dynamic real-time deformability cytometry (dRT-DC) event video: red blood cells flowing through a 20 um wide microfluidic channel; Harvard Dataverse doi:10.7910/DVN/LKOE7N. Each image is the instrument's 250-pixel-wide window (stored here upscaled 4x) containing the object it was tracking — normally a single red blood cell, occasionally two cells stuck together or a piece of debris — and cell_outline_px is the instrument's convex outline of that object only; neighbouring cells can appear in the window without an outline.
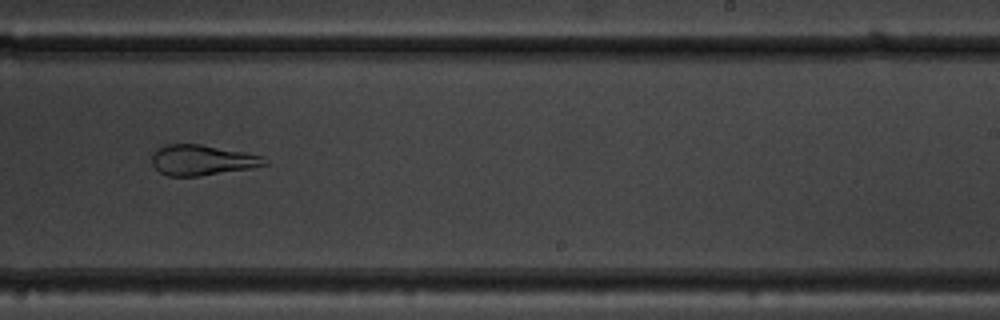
{"species": "common noctule bat (a hibernating species)", "species_latin": "Nyctalus noctula", "temperature_condition": "warm", "stored_images_in_passage": 52, "camera_frame_rate_fps": 3000, "um_per_image_px": 0.085, "animal": {"sex": "male", "body_mass_g": 19.5, "forearm_length_mm": 54.6}, "frame": {"image": 1, "passage_image": 35, "time_ms": 11.333, "image_size_px": [1000, 320], "cell_outline_px": [[268, 164], [252, 168], [200, 176], [168, 176], [160, 172], [152, 164], [152, 152], [156, 148], [164, 144], [200, 144], [244, 152], [264, 156], [268, 160]], "centroid_in_image_um": [17.17, 13.6], "position_along_channel_um": 271.8, "area_um2": 20.17}}
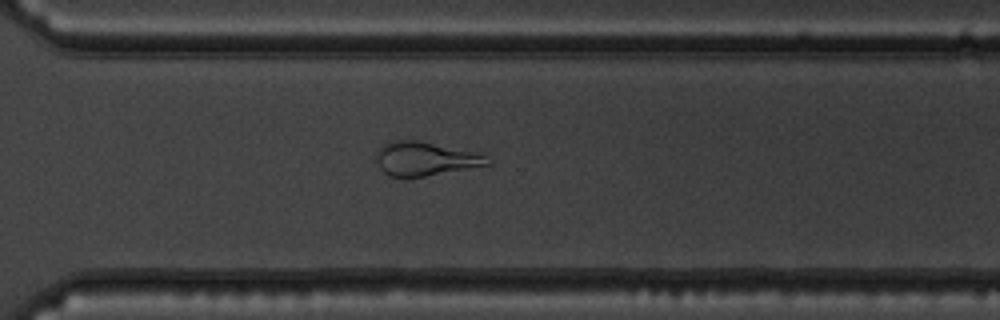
{"frame": {"image": 2, "passage_image": 40, "time_ms": 13.0, "image_size_px": [1000, 320], "cell_outline_px": [[492, 164], [424, 176], [388, 176], [380, 168], [376, 160], [376, 152], [384, 144], [396, 140], [416, 140], [476, 152], [492, 160]], "centroid_in_image_um": [36.14, 13.49], "position_along_channel_um": 334.5, "area_um2": 21.56}}
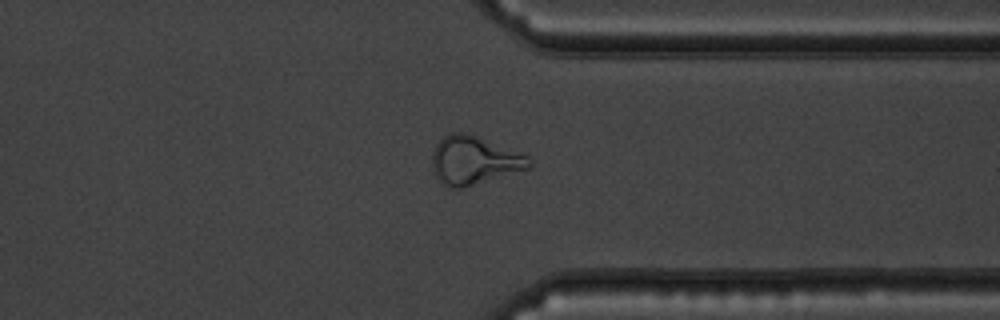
{"frame": {"image": 3, "passage_image": 43, "time_ms": 14.0, "image_size_px": [1000, 320], "cell_outline_px": [[532, 164], [528, 168], [460, 188], [452, 188], [444, 184], [436, 176], [432, 164], [432, 152], [436, 144], [444, 136], [452, 132], [464, 132], [476, 136], [528, 156], [532, 160]], "centroid_in_image_um": [40.26, 13.61], "position_along_channel_um": 371.1, "area_um2": 26.59}, "authors_computed_cell_mechanics": {"area_um2": 27.0504, "velocity_mm_per_s": 3.7542, "shape_relaxation_time_tau1_ms": null, "shape_relaxation_time_tau2_ms": 1.8144, "deformation_change_tau1": null, "deformation_change_tau2": 0.0969}}